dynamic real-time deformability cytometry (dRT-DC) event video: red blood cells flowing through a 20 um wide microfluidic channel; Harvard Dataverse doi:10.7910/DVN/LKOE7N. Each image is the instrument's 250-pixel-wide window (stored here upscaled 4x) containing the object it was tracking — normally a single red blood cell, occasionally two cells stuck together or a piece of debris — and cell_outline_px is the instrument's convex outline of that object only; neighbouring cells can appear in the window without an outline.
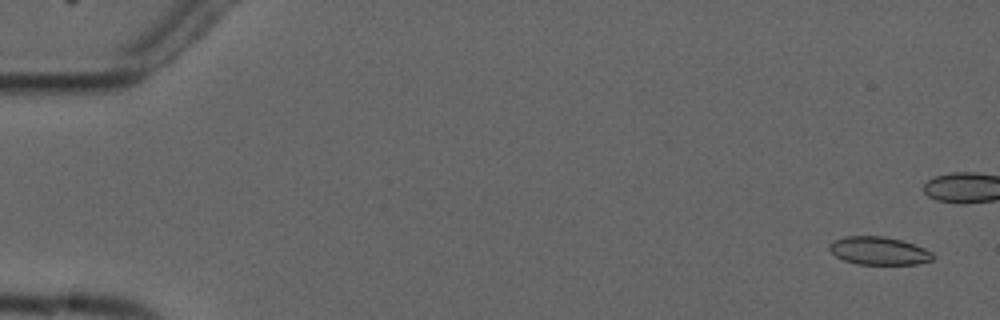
{"species": "common noctule bat (a hibernating species)", "species_latin": "Nyctalus noctula", "temperature_condition": "cold", "stored_images_in_passage": 7, "camera_frame_rate_fps": 3000, "um_per_image_px": 0.085, "animal": {"sex": "male", "forearm_length_mm": 52.5}, "frame": {"image": 1, "passage_image": 1, "time_ms": 0.0, "image_size_px": [1000, 320], "cell_outline_px": [[936, 256], [932, 260], [916, 264], [856, 264], [844, 260], [836, 256], [828, 248], [828, 244], [844, 236], [884, 236], [900, 240], [924, 248], [932, 252]], "centroid_in_image_um": [74.7, 21.32], "position_along_channel_um": 10.3, "area_um2": 16.82}}
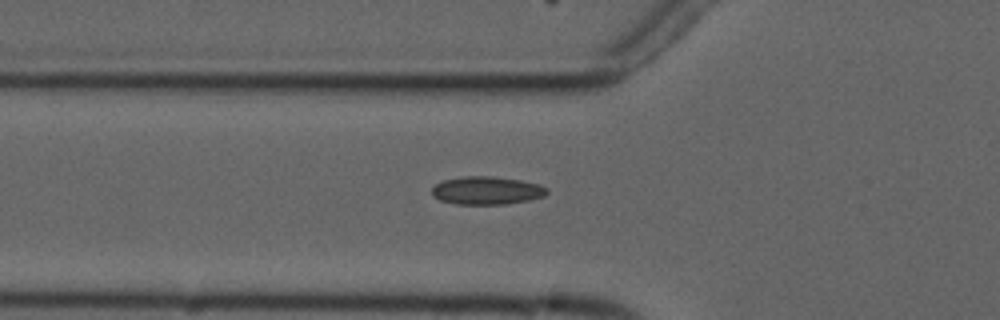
{"frame": {"image": 2, "passage_image": 7, "time_ms": 7.0, "image_size_px": [1000, 320], "cell_outline_px": [[548, 192], [544, 196], [528, 200], [508, 204], [456, 204], [440, 200], [432, 196], [432, 188], [436, 184], [444, 180], [464, 176], [492, 176], [520, 180], [540, 184], [548, 188]], "centroid_in_image_um": [41.38, 16.19], "position_along_channel_um": 84.4, "area_um2": 18.84}}